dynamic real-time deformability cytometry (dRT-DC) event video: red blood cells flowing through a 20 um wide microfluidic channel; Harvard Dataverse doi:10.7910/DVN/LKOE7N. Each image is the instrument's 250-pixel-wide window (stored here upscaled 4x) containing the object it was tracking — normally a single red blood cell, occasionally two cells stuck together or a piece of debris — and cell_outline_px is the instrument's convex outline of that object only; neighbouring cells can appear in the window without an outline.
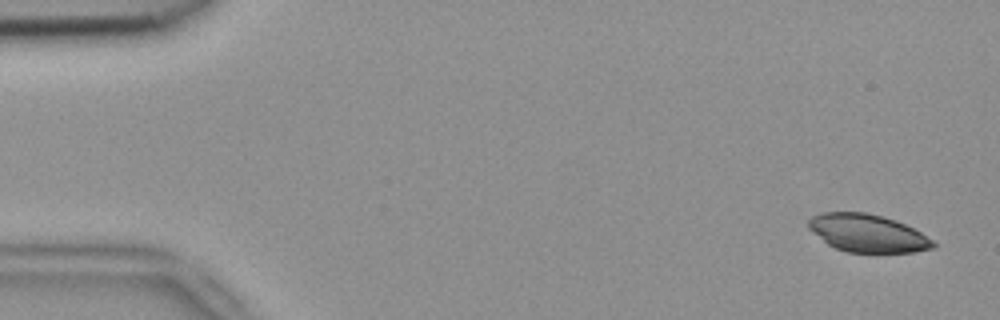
{"species": "common noctule bat (a hibernating species)", "species_latin": "Nyctalus noctula", "temperature_condition": "room temperature", "stored_images_in_passage": 53, "camera_frame_rate_fps": 3000, "um_per_image_px": 0.085, "animal": {"sex": "female", "body_mass_g": 18.4}, "frame": {"image": 1, "passage_image": 2, "time_ms": 0.333, "image_size_px": [1000, 320], "cell_outline_px": [[936, 248], [912, 252], [848, 252], [836, 248], [828, 244], [808, 228], [808, 220], [812, 216], [824, 212], [864, 212], [896, 220], [920, 232], [932, 240], [936, 244]], "centroid_in_image_um": [73.74, 19.82], "position_along_channel_um": 11.3, "area_um2": 27.17}}
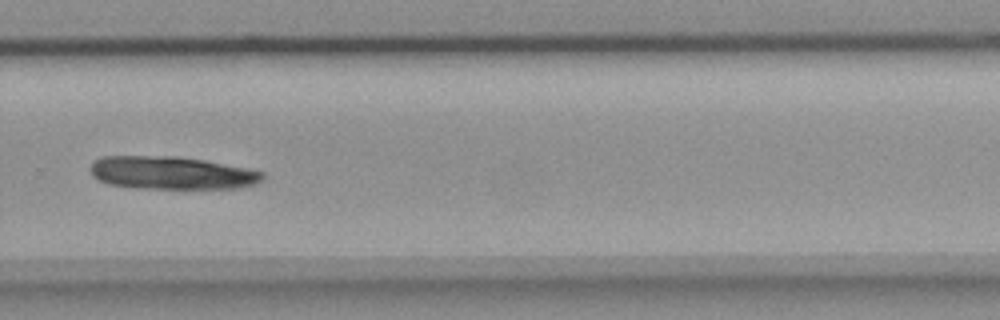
{"frame": {"image": 2, "passage_image": 36, "time_ms": 11.667, "image_size_px": [1000, 320], "cell_outline_px": [[264, 180], [256, 184], [236, 188], [136, 188], [108, 184], [92, 176], [88, 168], [100, 156], [176, 156], [204, 160], [264, 172]], "centroid_in_image_um": [14.56, 14.69], "position_along_channel_um": 315.2, "area_um2": 33.0}}
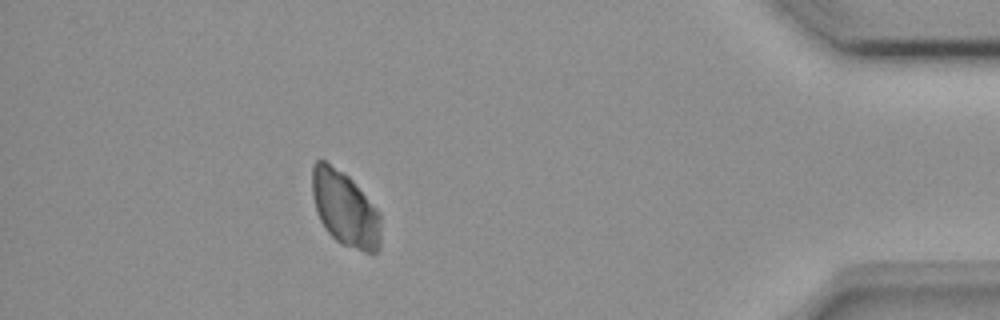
{"frame": {"image": 3, "passage_image": 47, "time_ms": 15.333, "image_size_px": [1000, 320], "cell_outline_px": [[380, 248], [376, 252], [364, 252], [340, 244], [324, 228], [316, 212], [312, 196], [312, 168], [316, 160], [324, 160], [348, 176], [352, 180], [380, 212]], "centroid_in_image_um": [29.32, 17.76], "position_along_channel_um": 405.9, "area_um2": 30.06}}